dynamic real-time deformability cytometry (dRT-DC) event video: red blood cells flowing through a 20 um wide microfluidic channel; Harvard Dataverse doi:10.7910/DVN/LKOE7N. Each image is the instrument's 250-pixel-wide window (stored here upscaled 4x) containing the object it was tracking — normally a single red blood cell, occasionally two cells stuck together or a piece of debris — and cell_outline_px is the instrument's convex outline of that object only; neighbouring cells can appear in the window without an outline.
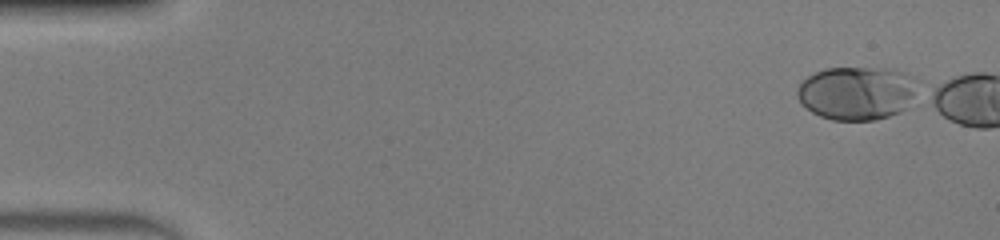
{"species": "human", "species_latin": "Homo sapiens", "temperature_condition": "warm", "stored_images_in_passage": 1, "camera_frame_rate_fps": 3000, "um_per_image_px": 0.085, "donor": {"sex": "male"}, "frame": {"image": 1, "passage_image": 1, "time_ms": 0.0, "image_size_px": [1000, 240], "cell_outline_px": [[920, 80], [912, 96], [904, 108], [900, 112], [876, 120], [832, 120], [820, 116], [812, 112], [800, 104], [796, 96], [796, 88], [808, 76], [824, 68], [896, 68], [916, 76]], "centroid_in_image_um": [72.83, 7.89], "position_along_channel_um": 12.2, "area_um2": 38.03}}